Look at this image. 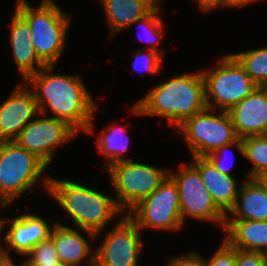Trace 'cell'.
I'll return each mask as SVG.
<instances>
[{"instance_id":"obj_24","label":"cell","mask_w":267,"mask_h":266,"mask_svg":"<svg viewBox=\"0 0 267 266\" xmlns=\"http://www.w3.org/2000/svg\"><path fill=\"white\" fill-rule=\"evenodd\" d=\"M243 156L254 165L247 178H256L267 171V139L260 135L242 138Z\"/></svg>"},{"instance_id":"obj_18","label":"cell","mask_w":267,"mask_h":266,"mask_svg":"<svg viewBox=\"0 0 267 266\" xmlns=\"http://www.w3.org/2000/svg\"><path fill=\"white\" fill-rule=\"evenodd\" d=\"M10 28L13 59L24 82L46 64L37 56L31 43V28L28 22L16 10L12 16Z\"/></svg>"},{"instance_id":"obj_10","label":"cell","mask_w":267,"mask_h":266,"mask_svg":"<svg viewBox=\"0 0 267 266\" xmlns=\"http://www.w3.org/2000/svg\"><path fill=\"white\" fill-rule=\"evenodd\" d=\"M188 164L182 163L176 173L169 170V176L178 187L183 224L187 217H191L194 220L218 223L224 229L226 215L213 202L199 171Z\"/></svg>"},{"instance_id":"obj_32","label":"cell","mask_w":267,"mask_h":266,"mask_svg":"<svg viewBox=\"0 0 267 266\" xmlns=\"http://www.w3.org/2000/svg\"><path fill=\"white\" fill-rule=\"evenodd\" d=\"M202 12L206 13L219 7H224V0H195Z\"/></svg>"},{"instance_id":"obj_20","label":"cell","mask_w":267,"mask_h":266,"mask_svg":"<svg viewBox=\"0 0 267 266\" xmlns=\"http://www.w3.org/2000/svg\"><path fill=\"white\" fill-rule=\"evenodd\" d=\"M224 232L232 248L267 254V220H226Z\"/></svg>"},{"instance_id":"obj_23","label":"cell","mask_w":267,"mask_h":266,"mask_svg":"<svg viewBox=\"0 0 267 266\" xmlns=\"http://www.w3.org/2000/svg\"><path fill=\"white\" fill-rule=\"evenodd\" d=\"M232 55L257 86L267 87V47L232 53Z\"/></svg>"},{"instance_id":"obj_14","label":"cell","mask_w":267,"mask_h":266,"mask_svg":"<svg viewBox=\"0 0 267 266\" xmlns=\"http://www.w3.org/2000/svg\"><path fill=\"white\" fill-rule=\"evenodd\" d=\"M2 219L4 225L9 223L7 232L3 236L6 253L13 250L17 254L27 256L35 245L47 240L52 231L44 218L33 213H25L14 219H8L9 221Z\"/></svg>"},{"instance_id":"obj_7","label":"cell","mask_w":267,"mask_h":266,"mask_svg":"<svg viewBox=\"0 0 267 266\" xmlns=\"http://www.w3.org/2000/svg\"><path fill=\"white\" fill-rule=\"evenodd\" d=\"M106 171L116 192V203L125 212L156 190L169 175V169L134 160L114 163Z\"/></svg>"},{"instance_id":"obj_17","label":"cell","mask_w":267,"mask_h":266,"mask_svg":"<svg viewBox=\"0 0 267 266\" xmlns=\"http://www.w3.org/2000/svg\"><path fill=\"white\" fill-rule=\"evenodd\" d=\"M80 230L54 223L50 238L54 242L59 261L67 266H80L86 259L87 266H95V251L89 244L91 242L80 234Z\"/></svg>"},{"instance_id":"obj_9","label":"cell","mask_w":267,"mask_h":266,"mask_svg":"<svg viewBox=\"0 0 267 266\" xmlns=\"http://www.w3.org/2000/svg\"><path fill=\"white\" fill-rule=\"evenodd\" d=\"M126 215L141 231L147 228L181 230L184 224L176 183L168 175L156 190L127 211Z\"/></svg>"},{"instance_id":"obj_30","label":"cell","mask_w":267,"mask_h":266,"mask_svg":"<svg viewBox=\"0 0 267 266\" xmlns=\"http://www.w3.org/2000/svg\"><path fill=\"white\" fill-rule=\"evenodd\" d=\"M267 254L258 251L236 249L237 266H264Z\"/></svg>"},{"instance_id":"obj_34","label":"cell","mask_w":267,"mask_h":266,"mask_svg":"<svg viewBox=\"0 0 267 266\" xmlns=\"http://www.w3.org/2000/svg\"><path fill=\"white\" fill-rule=\"evenodd\" d=\"M259 0H224V8L225 7H244L245 5L249 3H256Z\"/></svg>"},{"instance_id":"obj_33","label":"cell","mask_w":267,"mask_h":266,"mask_svg":"<svg viewBox=\"0 0 267 266\" xmlns=\"http://www.w3.org/2000/svg\"><path fill=\"white\" fill-rule=\"evenodd\" d=\"M0 266H19L13 261L9 253L0 255ZM20 266H27V260L25 259Z\"/></svg>"},{"instance_id":"obj_8","label":"cell","mask_w":267,"mask_h":266,"mask_svg":"<svg viewBox=\"0 0 267 266\" xmlns=\"http://www.w3.org/2000/svg\"><path fill=\"white\" fill-rule=\"evenodd\" d=\"M214 111L206 108L176 128L184 137L192 156L207 157L220 146L238 139L229 112L218 110L214 115Z\"/></svg>"},{"instance_id":"obj_27","label":"cell","mask_w":267,"mask_h":266,"mask_svg":"<svg viewBox=\"0 0 267 266\" xmlns=\"http://www.w3.org/2000/svg\"><path fill=\"white\" fill-rule=\"evenodd\" d=\"M27 264H49L59 261L53 240L49 237L35 245L27 255Z\"/></svg>"},{"instance_id":"obj_16","label":"cell","mask_w":267,"mask_h":266,"mask_svg":"<svg viewBox=\"0 0 267 266\" xmlns=\"http://www.w3.org/2000/svg\"><path fill=\"white\" fill-rule=\"evenodd\" d=\"M199 174L216 206L227 215L235 206L240 186L234 176L222 174L207 157L193 156Z\"/></svg>"},{"instance_id":"obj_4","label":"cell","mask_w":267,"mask_h":266,"mask_svg":"<svg viewBox=\"0 0 267 266\" xmlns=\"http://www.w3.org/2000/svg\"><path fill=\"white\" fill-rule=\"evenodd\" d=\"M15 10L31 28V43L46 65H55L65 49L71 17L54 0H42L39 7L17 0Z\"/></svg>"},{"instance_id":"obj_28","label":"cell","mask_w":267,"mask_h":266,"mask_svg":"<svg viewBox=\"0 0 267 266\" xmlns=\"http://www.w3.org/2000/svg\"><path fill=\"white\" fill-rule=\"evenodd\" d=\"M204 266H237L236 249L232 248L224 239L213 255L204 259Z\"/></svg>"},{"instance_id":"obj_37","label":"cell","mask_w":267,"mask_h":266,"mask_svg":"<svg viewBox=\"0 0 267 266\" xmlns=\"http://www.w3.org/2000/svg\"><path fill=\"white\" fill-rule=\"evenodd\" d=\"M3 228H5V225L3 224V219L1 218L0 219V237H1V234H2V230H3ZM0 239H2V238H0ZM0 241H2V240H0ZM1 244V243H0ZM5 253V247L3 248L2 246L0 247V255H2V254H4Z\"/></svg>"},{"instance_id":"obj_19","label":"cell","mask_w":267,"mask_h":266,"mask_svg":"<svg viewBox=\"0 0 267 266\" xmlns=\"http://www.w3.org/2000/svg\"><path fill=\"white\" fill-rule=\"evenodd\" d=\"M106 11L110 39L148 15L162 0H99Z\"/></svg>"},{"instance_id":"obj_15","label":"cell","mask_w":267,"mask_h":266,"mask_svg":"<svg viewBox=\"0 0 267 266\" xmlns=\"http://www.w3.org/2000/svg\"><path fill=\"white\" fill-rule=\"evenodd\" d=\"M228 112L238 138L260 135L267 123V87L257 86Z\"/></svg>"},{"instance_id":"obj_11","label":"cell","mask_w":267,"mask_h":266,"mask_svg":"<svg viewBox=\"0 0 267 266\" xmlns=\"http://www.w3.org/2000/svg\"><path fill=\"white\" fill-rule=\"evenodd\" d=\"M38 116L29 122L13 141L34 154L48 167L56 149L71 141L78 132L65 121L40 113Z\"/></svg>"},{"instance_id":"obj_2","label":"cell","mask_w":267,"mask_h":266,"mask_svg":"<svg viewBox=\"0 0 267 266\" xmlns=\"http://www.w3.org/2000/svg\"><path fill=\"white\" fill-rule=\"evenodd\" d=\"M47 176H43V185L48 195L72 218L76 228L93 238V242L101 231L103 233L107 223L111 224L114 218L122 215L123 211L115 198L70 179L59 180Z\"/></svg>"},{"instance_id":"obj_3","label":"cell","mask_w":267,"mask_h":266,"mask_svg":"<svg viewBox=\"0 0 267 266\" xmlns=\"http://www.w3.org/2000/svg\"><path fill=\"white\" fill-rule=\"evenodd\" d=\"M206 108L204 77L202 72H196L161 82L131 107L130 112L167 118L176 129Z\"/></svg>"},{"instance_id":"obj_22","label":"cell","mask_w":267,"mask_h":266,"mask_svg":"<svg viewBox=\"0 0 267 266\" xmlns=\"http://www.w3.org/2000/svg\"><path fill=\"white\" fill-rule=\"evenodd\" d=\"M126 130L127 128L120 125L109 126L100 133L101 135H98L96 140L97 151L103 154L106 160V169L114 163L132 160L124 157V152L128 150L130 141Z\"/></svg>"},{"instance_id":"obj_26","label":"cell","mask_w":267,"mask_h":266,"mask_svg":"<svg viewBox=\"0 0 267 266\" xmlns=\"http://www.w3.org/2000/svg\"><path fill=\"white\" fill-rule=\"evenodd\" d=\"M140 48L137 52H134L132 61V69L137 72H150L152 74H159L161 72V66L163 61V56L153 50Z\"/></svg>"},{"instance_id":"obj_31","label":"cell","mask_w":267,"mask_h":266,"mask_svg":"<svg viewBox=\"0 0 267 266\" xmlns=\"http://www.w3.org/2000/svg\"><path fill=\"white\" fill-rule=\"evenodd\" d=\"M169 260L167 266H204L203 256L199 255L198 252L195 251H190V253L179 257H172Z\"/></svg>"},{"instance_id":"obj_38","label":"cell","mask_w":267,"mask_h":266,"mask_svg":"<svg viewBox=\"0 0 267 266\" xmlns=\"http://www.w3.org/2000/svg\"><path fill=\"white\" fill-rule=\"evenodd\" d=\"M260 136L267 139V123H266L265 127L263 128Z\"/></svg>"},{"instance_id":"obj_29","label":"cell","mask_w":267,"mask_h":266,"mask_svg":"<svg viewBox=\"0 0 267 266\" xmlns=\"http://www.w3.org/2000/svg\"><path fill=\"white\" fill-rule=\"evenodd\" d=\"M234 147L237 149V151H239L242 155H243V144H242V139L238 138L235 142L230 143L228 145H223L220 146L217 150H215L214 152L210 153L207 158L214 164V166L216 167L217 170H219L222 174L225 175H229V176H233L230 172V167L224 165V160L226 159H222L225 158L224 155L225 150H229L231 152V147ZM227 152V151H226ZM227 155V154H226ZM227 157V156H226Z\"/></svg>"},{"instance_id":"obj_5","label":"cell","mask_w":267,"mask_h":266,"mask_svg":"<svg viewBox=\"0 0 267 266\" xmlns=\"http://www.w3.org/2000/svg\"><path fill=\"white\" fill-rule=\"evenodd\" d=\"M47 166L15 141L0 142V206L10 204L37 186ZM40 179V180H39Z\"/></svg>"},{"instance_id":"obj_21","label":"cell","mask_w":267,"mask_h":266,"mask_svg":"<svg viewBox=\"0 0 267 266\" xmlns=\"http://www.w3.org/2000/svg\"><path fill=\"white\" fill-rule=\"evenodd\" d=\"M226 220H267V189L256 178L240 184L235 206Z\"/></svg>"},{"instance_id":"obj_1","label":"cell","mask_w":267,"mask_h":266,"mask_svg":"<svg viewBox=\"0 0 267 266\" xmlns=\"http://www.w3.org/2000/svg\"><path fill=\"white\" fill-rule=\"evenodd\" d=\"M56 65H45L24 82L30 85L39 113L46 115L50 108L53 117L67 122L78 133L93 135L92 118L97 110L92 95L80 75L52 74Z\"/></svg>"},{"instance_id":"obj_36","label":"cell","mask_w":267,"mask_h":266,"mask_svg":"<svg viewBox=\"0 0 267 266\" xmlns=\"http://www.w3.org/2000/svg\"><path fill=\"white\" fill-rule=\"evenodd\" d=\"M27 266H67L66 264L58 261L57 263H49V264H27Z\"/></svg>"},{"instance_id":"obj_12","label":"cell","mask_w":267,"mask_h":266,"mask_svg":"<svg viewBox=\"0 0 267 266\" xmlns=\"http://www.w3.org/2000/svg\"><path fill=\"white\" fill-rule=\"evenodd\" d=\"M125 216V217H124ZM108 231L95 251V266H138L141 230L125 214Z\"/></svg>"},{"instance_id":"obj_25","label":"cell","mask_w":267,"mask_h":266,"mask_svg":"<svg viewBox=\"0 0 267 266\" xmlns=\"http://www.w3.org/2000/svg\"><path fill=\"white\" fill-rule=\"evenodd\" d=\"M159 3L148 15H146L144 18L140 19L138 22L144 27L145 32V40L147 43H149V47H146V49H150L153 51H156L160 53L162 56L163 53L166 52L165 49H159L158 43L162 41V38L164 37L163 32V20L161 19L158 14H160V5ZM140 36V34H138Z\"/></svg>"},{"instance_id":"obj_35","label":"cell","mask_w":267,"mask_h":266,"mask_svg":"<svg viewBox=\"0 0 267 266\" xmlns=\"http://www.w3.org/2000/svg\"><path fill=\"white\" fill-rule=\"evenodd\" d=\"M256 179L267 189V171L258 175Z\"/></svg>"},{"instance_id":"obj_13","label":"cell","mask_w":267,"mask_h":266,"mask_svg":"<svg viewBox=\"0 0 267 266\" xmlns=\"http://www.w3.org/2000/svg\"><path fill=\"white\" fill-rule=\"evenodd\" d=\"M38 114L39 108L31 89L24 82L16 86L0 105V142L13 141Z\"/></svg>"},{"instance_id":"obj_6","label":"cell","mask_w":267,"mask_h":266,"mask_svg":"<svg viewBox=\"0 0 267 266\" xmlns=\"http://www.w3.org/2000/svg\"><path fill=\"white\" fill-rule=\"evenodd\" d=\"M219 67L202 71L205 102L209 109L228 111L257 87L243 66L232 55L219 60Z\"/></svg>"}]
</instances>
